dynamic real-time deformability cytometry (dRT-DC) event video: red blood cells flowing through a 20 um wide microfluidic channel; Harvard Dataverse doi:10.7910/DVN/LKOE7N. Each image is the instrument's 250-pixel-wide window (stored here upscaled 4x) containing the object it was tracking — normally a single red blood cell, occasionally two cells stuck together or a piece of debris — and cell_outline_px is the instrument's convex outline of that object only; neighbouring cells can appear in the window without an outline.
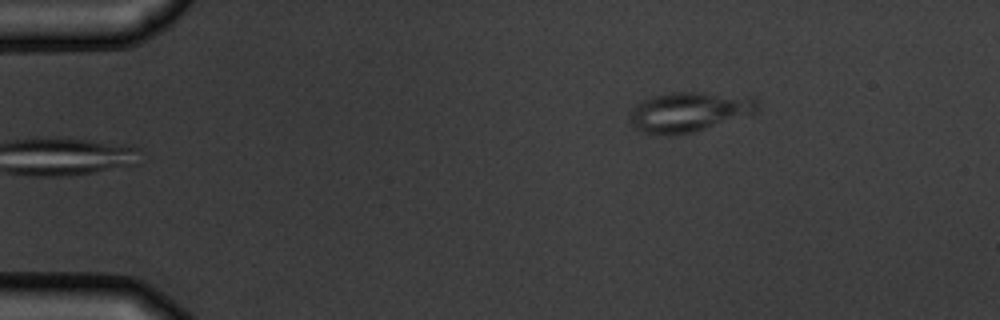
{"species": "common noctule bat (a hibernating species)", "species_latin": "Nyctalus noctula", "temperature_condition": "warm", "stored_images_in_passage": 2, "camera_frame_rate_fps": 3000, "um_per_image_px": 0.085, "animal": {"sex": "male", "body_mass_g": 19.5, "forearm_length_mm": 54.6}, "frame": {"image": 1, "passage_image": 2, "time_ms": 1.333, "image_size_px": [1000, 320], "cell_outline_px": [[760, 108], [752, 116], [692, 132], [656, 136], [640, 132], [628, 120], [632, 108], [636, 104], [652, 96], [668, 92], [704, 92], [756, 96], [760, 104]], "centroid_in_image_um": [58.65, 9.5], "position_along_channel_um": 26.4, "area_um2": 30.58}}